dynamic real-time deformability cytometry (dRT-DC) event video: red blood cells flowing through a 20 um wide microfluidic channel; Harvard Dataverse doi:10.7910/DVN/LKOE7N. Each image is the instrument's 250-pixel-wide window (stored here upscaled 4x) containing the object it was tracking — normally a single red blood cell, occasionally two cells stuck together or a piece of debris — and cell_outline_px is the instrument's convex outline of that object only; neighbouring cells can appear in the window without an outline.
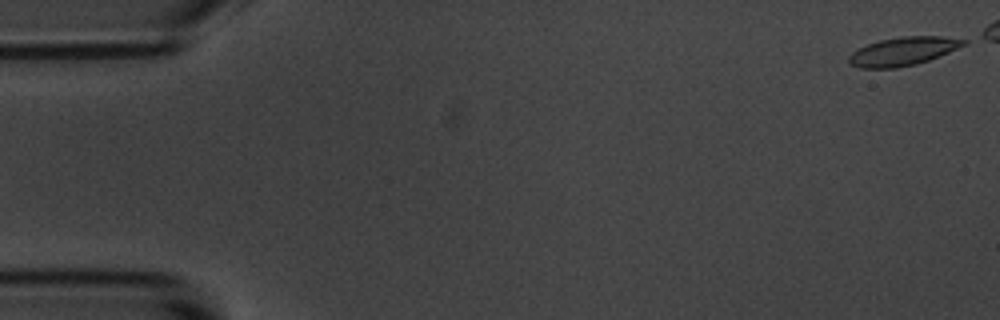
{"species": "common noctule bat (a hibernating species)", "species_latin": "Nyctalus noctula", "temperature_condition": "room temperature", "stored_images_in_passage": 46, "camera_frame_rate_fps": 3000, "um_per_image_px": 0.085, "animal": {"sex": "male", "body_mass_g": 20.1, "forearm_length_mm": 53.5}, "frame": {"image": 1, "passage_image": 1, "time_ms": 0.0, "image_size_px": [1000, 320], "cell_outline_px": [[968, 40], [964, 44], [948, 52], [928, 60], [912, 64], [892, 68], [860, 68], [852, 64], [848, 60], [848, 56], [852, 52], [868, 44], [880, 40], [908, 36], [936, 36]], "centroid_in_image_um": [76.71, 4.36], "position_along_channel_um": 8.3, "area_um2": 18.38}}
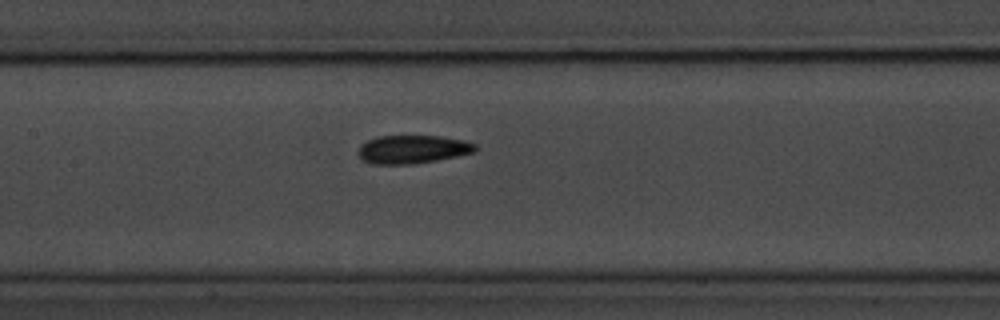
{"frame": {"image": 2, "passage_image": 26, "time_ms": 8.333, "image_size_px": [1000, 320], "cell_outline_px": [[476, 148], [472, 152], [456, 156], [408, 164], [372, 164], [364, 160], [360, 156], [360, 148], [368, 140], [380, 136], [436, 136], [460, 140], [476, 144]], "centroid_in_image_um": [35.05, 12.69], "position_along_channel_um": 172.4, "area_um2": 18.55}}
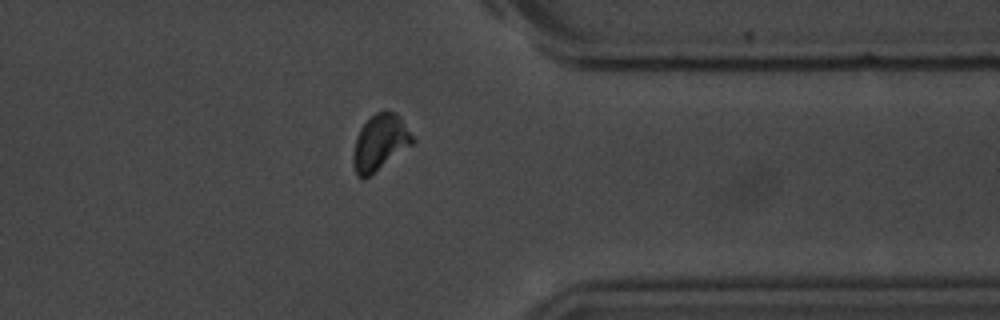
{"frame": {"image": 3, "passage_image": 44, "time_ms": 14.333, "image_size_px": [1000, 320], "cell_outline_px": [[416, 140], [412, 144], [364, 180], [356, 176], [352, 160], [352, 156], [356, 140], [360, 128], [376, 112], [392, 112], [400, 116]], "centroid_in_image_um": [32.29, 12.14], "position_along_channel_um": 379.1, "area_um2": 19.07}}